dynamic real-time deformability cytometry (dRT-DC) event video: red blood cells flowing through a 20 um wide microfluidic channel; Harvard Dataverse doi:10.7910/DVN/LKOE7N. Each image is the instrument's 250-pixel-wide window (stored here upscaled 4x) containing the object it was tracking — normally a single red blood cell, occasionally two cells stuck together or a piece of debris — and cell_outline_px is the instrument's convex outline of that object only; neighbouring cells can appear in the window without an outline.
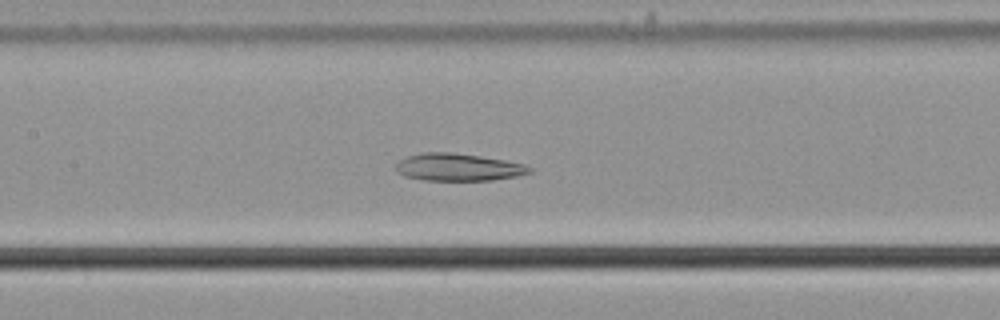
{"species": "common noctule bat (a hibernating species)", "species_latin": "Nyctalus noctula", "temperature_condition": "cold", "stored_images_in_passage": 57, "camera_frame_rate_fps": 3000, "um_per_image_px": 0.085, "animal": {"sex": "male", "body_mass_g": 21.5, "forearm_length_mm": 52.0}, "frame": {"image": 1, "passage_image": 27, "time_ms": 8.667, "image_size_px": [1000, 320], "cell_outline_px": [[532, 172], [516, 176], [492, 180], [424, 180], [404, 176], [396, 172], [396, 164], [400, 160], [408, 156], [424, 152], [452, 152], [480, 156], [504, 160], [524, 164], [532, 168]], "centroid_in_image_um": [38.94, 14.21], "position_along_channel_um": 168.5, "area_um2": 21.27}}
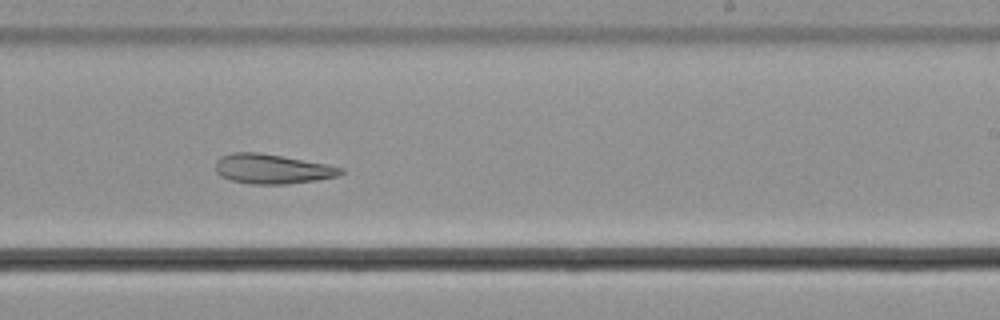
{"frame": {"image": 2, "passage_image": 35, "time_ms": 11.333, "image_size_px": [1000, 320], "cell_outline_px": [[344, 172], [340, 176], [316, 180], [288, 184], [248, 184], [232, 180], [220, 176], [216, 172], [216, 160], [220, 156], [232, 152], [256, 152], [280, 156], [324, 164], [344, 168]], "centroid_in_image_um": [23.11, 14.37], "position_along_channel_um": 265.9, "area_um2": 21.56}}
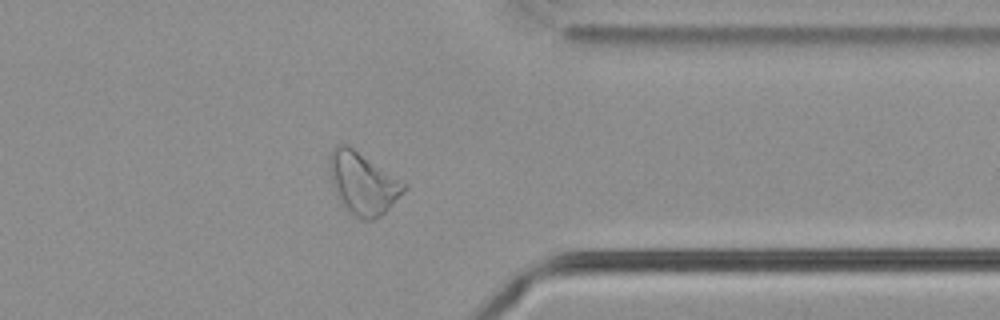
{"frame": {"image": 3, "passage_image": 45, "time_ms": 14.667, "image_size_px": [1000, 320], "cell_outline_px": [[408, 188], [380, 216], [372, 220], [360, 220], [348, 212], [340, 200], [332, 184], [328, 164], [328, 156], [332, 148], [336, 144], [348, 144], [408, 184]], "centroid_in_image_um": [30.83, 15.55], "position_along_channel_um": 380.6, "area_um2": 27.11}}